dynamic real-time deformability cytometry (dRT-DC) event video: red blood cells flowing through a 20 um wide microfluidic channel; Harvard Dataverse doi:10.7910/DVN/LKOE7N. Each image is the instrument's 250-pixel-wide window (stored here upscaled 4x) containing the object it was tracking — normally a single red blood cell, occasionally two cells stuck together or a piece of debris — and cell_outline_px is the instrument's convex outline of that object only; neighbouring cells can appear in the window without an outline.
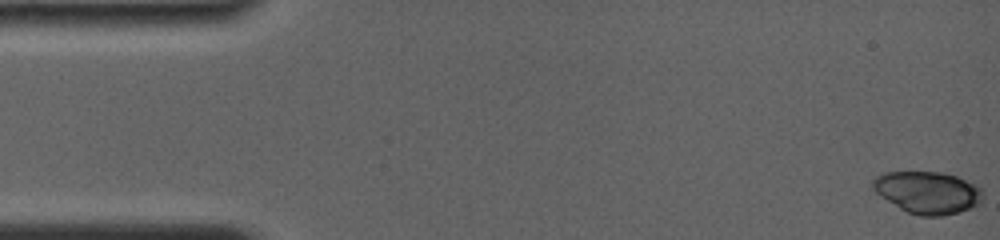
{"species": "common noctule bat (a hibernating species)", "species_latin": "Nyctalus noctula", "temperature_condition": "room temperature", "stored_images_in_passage": 25, "camera_frame_rate_fps": 4000, "um_per_image_px": 0.085, "animal": {"sex": "female", "body_mass_g": 19.0, "forearm_length_mm": 56.7}, "frame": {"image": 1, "passage_image": 1, "time_ms": 0.0, "image_size_px": [1000, 240], "cell_outline_px": [[984, 196], [980, 204], [960, 212], [940, 216], [920, 216], [908, 212], [900, 208], [880, 196], [872, 188], [872, 180], [876, 176], [884, 172], [944, 172], [956, 176], [976, 184], [980, 188]], "centroid_in_image_um": [78.86, 16.35], "position_along_channel_um": 6.1, "area_um2": 27.17}}
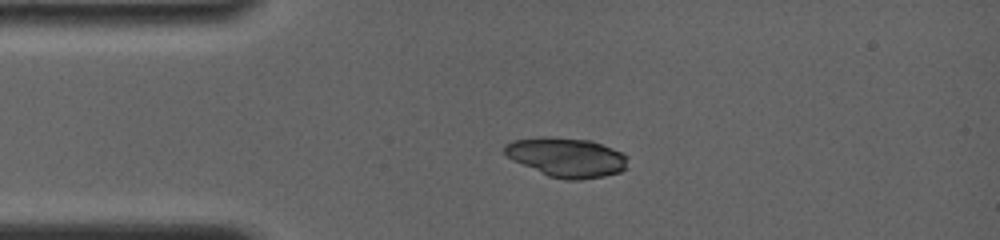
{"frame": {"image": 2, "passage_image": 19, "time_ms": 3.5, "image_size_px": [1000, 240], "cell_outline_px": [[628, 168], [620, 172], [604, 176], [580, 180], [564, 180], [548, 176], [512, 160], [504, 152], [504, 144], [512, 140], [540, 136], [548, 136], [592, 140], [612, 148], [628, 156]], "centroid_in_image_um": [48.16, 13.37], "position_along_channel_um": 36.8, "area_um2": 28.67}}